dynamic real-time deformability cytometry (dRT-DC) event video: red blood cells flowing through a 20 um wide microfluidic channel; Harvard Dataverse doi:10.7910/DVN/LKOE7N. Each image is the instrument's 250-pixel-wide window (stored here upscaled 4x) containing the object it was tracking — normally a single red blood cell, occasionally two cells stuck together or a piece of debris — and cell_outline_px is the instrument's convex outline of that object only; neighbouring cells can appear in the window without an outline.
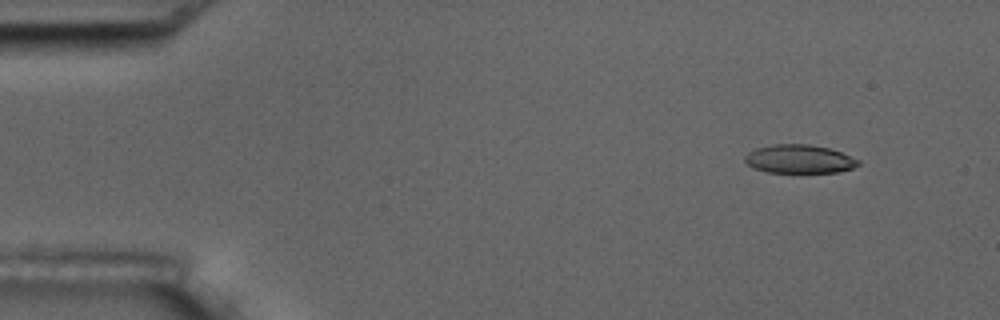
{"species": "common noctule bat (a hibernating species)", "species_latin": "Nyctalus noctula", "temperature_condition": "room temperature", "stored_images_in_passage": 5, "camera_frame_rate_fps": 3000, "um_per_image_px": 0.085, "animal": {"sex": "male", "body_mass_g": 17.5, "forearm_length_mm": 52.3}, "frame": {"image": 1, "passage_image": 2, "time_ms": 1.333, "image_size_px": [1000, 320], "cell_outline_px": [[860, 164], [852, 168], [840, 172], [768, 172], [752, 168], [744, 160], [744, 156], [748, 152], [756, 148], [772, 144], [808, 144], [828, 148], [840, 152], [860, 160]], "centroid_in_image_um": [67.92, 13.51], "position_along_channel_um": 17.1, "area_um2": 18.84}}